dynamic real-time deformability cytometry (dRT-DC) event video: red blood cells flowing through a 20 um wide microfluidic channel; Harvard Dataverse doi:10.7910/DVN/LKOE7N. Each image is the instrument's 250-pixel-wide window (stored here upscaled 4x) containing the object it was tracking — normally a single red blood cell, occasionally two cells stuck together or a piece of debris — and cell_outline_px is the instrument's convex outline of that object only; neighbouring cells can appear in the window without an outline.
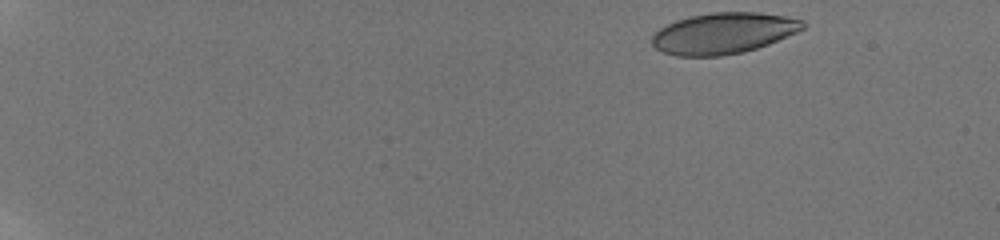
{"species": "human", "species_latin": "Homo sapiens", "temperature_condition": "room temperature", "stored_images_in_passage": 21, "camera_frame_rate_fps": 3000, "um_per_image_px": 0.085, "donor": {"sex": "male"}, "frame": {"image": 1, "passage_image": 1, "time_ms": 0.0, "image_size_px": [1000, 240], "cell_outline_px": [[808, 24], [804, 28], [796, 32], [768, 44], [744, 52], [720, 56], [676, 56], [664, 52], [656, 48], [652, 44], [652, 36], [660, 28], [676, 20], [692, 16], [712, 12], [760, 12], [784, 16], [804, 20]], "centroid_in_image_um": [61.51, 2.82], "position_along_channel_um": 23.5, "area_um2": 36.01}}
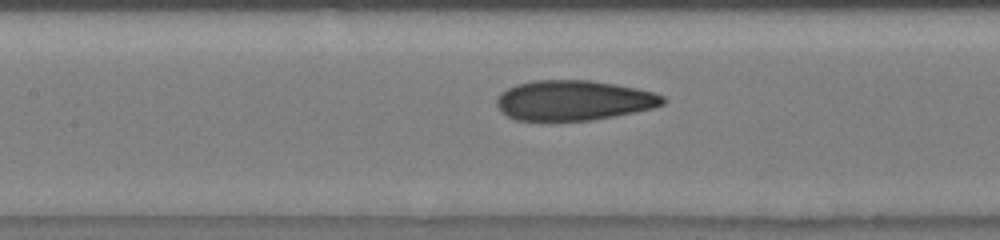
{"frame": {"image": 2, "passage_image": 16, "time_ms": 7.667, "image_size_px": [1000, 240], "cell_outline_px": [[664, 104], [652, 108], [592, 120], [516, 120], [500, 112], [496, 104], [496, 100], [500, 92], [516, 84], [532, 80], [592, 80], [616, 84], [636, 88], [652, 92], [664, 96]], "centroid_in_image_um": [48.71, 8.52], "position_along_channel_um": 158.7, "area_um2": 38.73}}
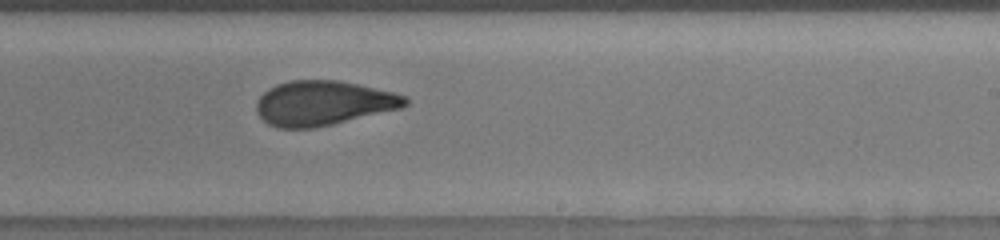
{"frame": {"image": 3, "passage_image": 21, "time_ms": 10.333, "image_size_px": [1000, 240], "cell_outline_px": [[408, 104], [404, 108], [316, 128], [276, 128], [268, 124], [256, 112], [256, 100], [268, 88], [276, 84], [292, 80], [340, 80], [392, 92], [404, 96], [408, 100]], "centroid_in_image_um": [27.47, 8.77], "position_along_channel_um": 261.5, "area_um2": 38.96}}